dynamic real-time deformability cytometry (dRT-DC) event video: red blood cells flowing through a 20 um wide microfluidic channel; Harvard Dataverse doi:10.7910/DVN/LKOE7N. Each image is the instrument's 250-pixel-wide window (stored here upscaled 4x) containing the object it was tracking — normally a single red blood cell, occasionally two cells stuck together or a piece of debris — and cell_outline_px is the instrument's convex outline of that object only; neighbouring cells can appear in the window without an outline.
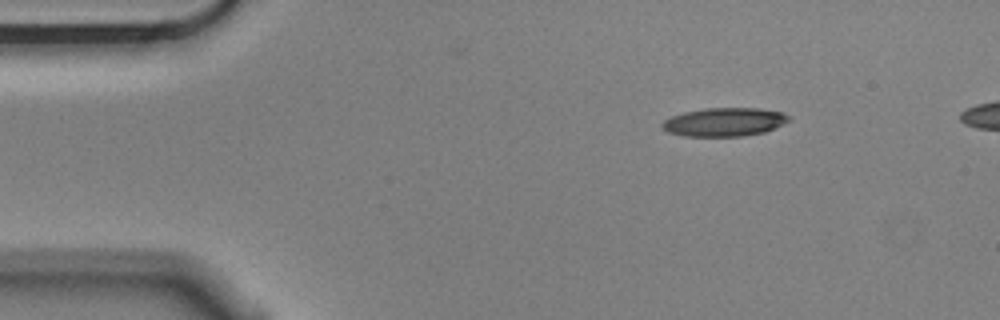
{"species": "Egyptian fruit bat (a non-hibernating species)", "species_latin": "Rousettus aegyptiacus", "temperature_condition": "cold", "stored_images_in_passage": 4, "camera_frame_rate_fps": 3000, "um_per_image_px": 0.085, "animal": {"sex": "male"}, "frame": {"image": 1, "passage_image": 1, "time_ms": 0.0, "image_size_px": [1000, 320], "cell_outline_px": [[792, 120], [764, 132], [740, 136], [684, 136], [668, 132], [660, 124], [664, 120], [672, 116], [684, 112], [704, 108], [760, 108], [784, 112], [792, 116]], "centroid_in_image_um": [61.61, 10.36], "position_along_channel_um": 23.4, "area_um2": 21.15}}